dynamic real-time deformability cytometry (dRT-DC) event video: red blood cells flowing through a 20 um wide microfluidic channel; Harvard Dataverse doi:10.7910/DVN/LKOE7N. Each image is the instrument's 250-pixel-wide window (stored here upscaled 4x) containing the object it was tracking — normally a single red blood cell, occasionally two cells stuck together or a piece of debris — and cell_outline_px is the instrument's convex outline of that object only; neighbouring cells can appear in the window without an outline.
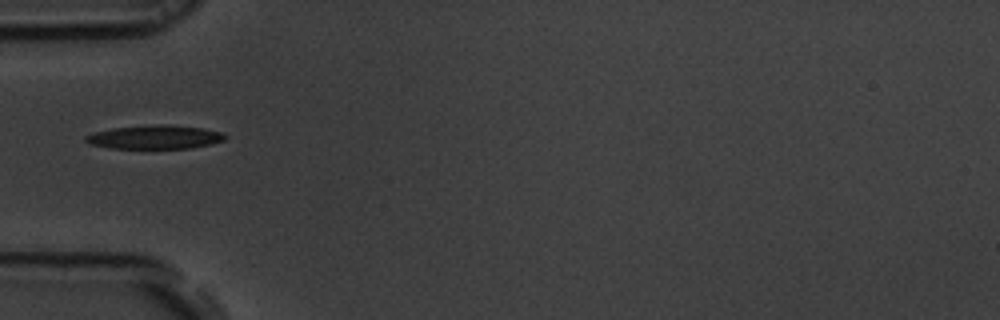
{"species": "common noctule bat (a hibernating species)", "species_latin": "Nyctalus noctula", "temperature_condition": "room temperature", "stored_images_in_passage": 38, "camera_frame_rate_fps": 3000, "um_per_image_px": 0.085, "animal": {"sex": "male", "body_mass_g": 19.5, "forearm_length_mm": 54.6}, "frame": {"image": 1, "passage_image": 1, "time_ms": 0.0, "image_size_px": [1000, 320], "cell_outline_px": [[228, 136], [224, 140], [212, 144], [192, 148], [108, 148], [88, 144], [84, 140], [84, 136], [92, 132], [112, 128], [164, 124], [168, 124], [204, 128], [224, 132]], "centroid_in_image_um": [13.17, 11.65], "position_along_channel_um": 71.8, "area_um2": 19.54}}
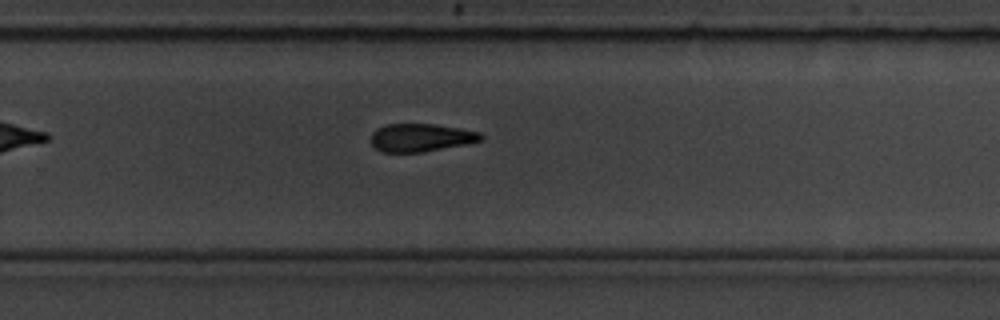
{"frame": {"image": 2, "passage_image": 19, "time_ms": 6.0, "image_size_px": [1000, 320], "cell_outline_px": [[484, 140], [468, 144], [424, 152], [380, 152], [372, 144], [372, 132], [376, 128], [384, 124], [432, 124], [480, 132], [484, 136]], "centroid_in_image_um": [35.78, 11.7], "position_along_channel_um": 294.0, "area_um2": 18.03}}
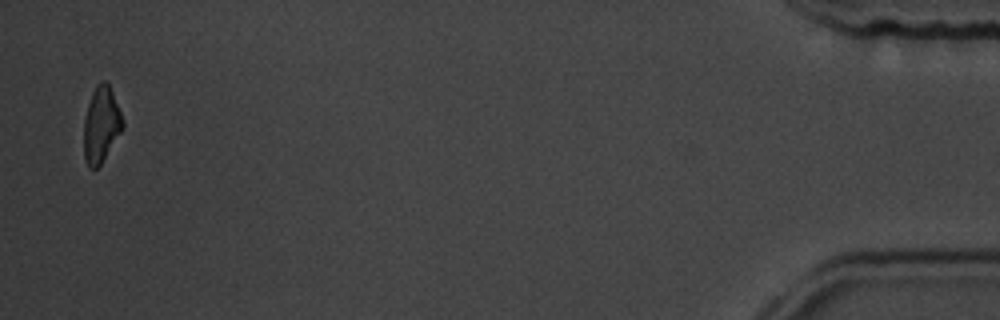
{"frame": {"image": 3, "passage_image": 37, "time_ms": 12.0, "image_size_px": [1000, 320], "cell_outline_px": [[124, 128], [100, 164], [96, 168], [88, 168], [84, 160], [84, 120], [88, 104], [92, 92], [96, 84], [100, 80], [104, 80], [108, 84], [112, 92], [124, 120]], "centroid_in_image_um": [8.6, 10.59], "position_along_channel_um": 426.6, "area_um2": 17.17}, "authors_computed_cell_mechanics": {"area_um2": 18.7561, "velocity_mm_per_s": 3.7029, "shape_relaxation_time_tau1_ms": 2.8471, "shape_relaxation_time_tau2_ms": 4.8221, "deformation_change_tau1": 0.1097, "deformation_change_tau2": 0.1385}}